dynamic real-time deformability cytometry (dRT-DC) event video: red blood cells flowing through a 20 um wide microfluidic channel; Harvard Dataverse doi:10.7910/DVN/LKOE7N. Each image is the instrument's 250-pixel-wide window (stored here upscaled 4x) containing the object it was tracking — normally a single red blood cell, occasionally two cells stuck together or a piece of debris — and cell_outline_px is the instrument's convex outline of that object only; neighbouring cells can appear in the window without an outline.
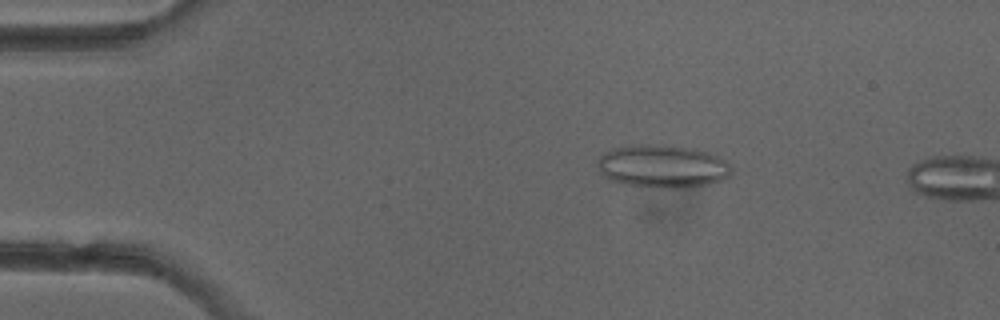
{"species": "common noctule bat (a hibernating species)", "species_latin": "Nyctalus noctula", "temperature_condition": "cold", "stored_images_in_passage": 3, "camera_frame_rate_fps": 3000, "um_per_image_px": 0.085, "animal": {"sex": "female"}, "frame": {"image": 1, "passage_image": 2, "time_ms": 2.0, "image_size_px": [1000, 320], "cell_outline_px": [[732, 172], [728, 176], [720, 180], [708, 184], [680, 188], [656, 188], [624, 184], [612, 180], [604, 176], [600, 172], [596, 164], [600, 156], [604, 152], [612, 148], [628, 144], [672, 144], [696, 148], [708, 152], [724, 160], [732, 168]], "centroid_in_image_um": [56.28, 14.11], "position_along_channel_um": 28.7, "area_um2": 34.04}}